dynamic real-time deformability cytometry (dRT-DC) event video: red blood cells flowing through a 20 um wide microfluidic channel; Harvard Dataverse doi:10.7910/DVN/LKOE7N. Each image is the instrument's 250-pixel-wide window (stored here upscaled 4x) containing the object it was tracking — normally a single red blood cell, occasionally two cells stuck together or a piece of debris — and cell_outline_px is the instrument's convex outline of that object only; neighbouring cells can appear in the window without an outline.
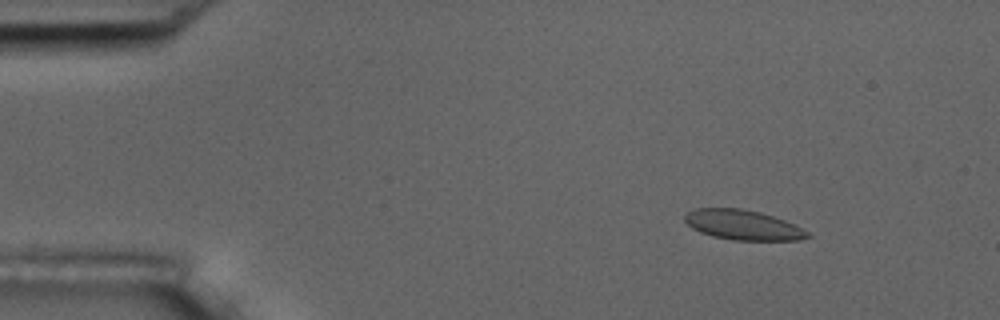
{"species": "common noctule bat (a hibernating species)", "species_latin": "Nyctalus noctula", "temperature_condition": "room temperature", "stored_images_in_passage": 8, "camera_frame_rate_fps": 3000, "um_per_image_px": 0.085, "animal": {"sex": "male", "body_mass_g": 17.5, "forearm_length_mm": 52.3}, "frame": {"image": 1, "passage_image": 1, "time_ms": 0.0, "image_size_px": [1000, 320], "cell_outline_px": [[812, 236], [800, 240], [732, 240], [712, 236], [700, 232], [692, 228], [684, 220], [684, 212], [696, 208], [740, 208], [760, 212], [796, 224], [808, 232]], "centroid_in_image_um": [63.13, 19.12], "position_along_channel_um": 21.9, "area_um2": 21.56}}
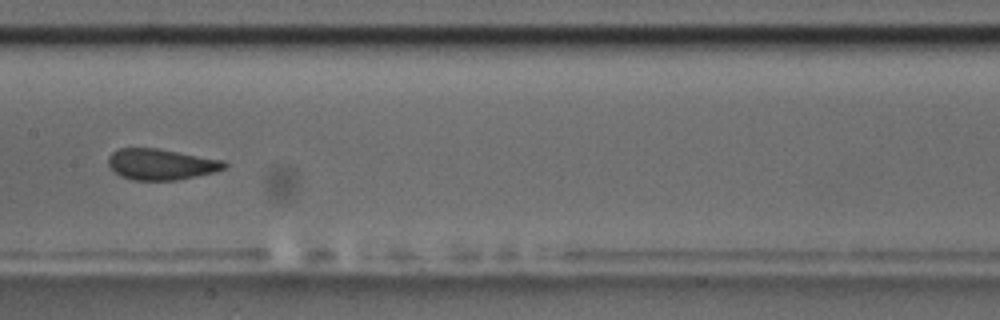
{"frame": {"image": 2, "passage_image": 7, "time_ms": 7.0, "image_size_px": [1000, 320], "cell_outline_px": [[228, 168], [216, 172], [176, 180], [132, 180], [120, 176], [108, 164], [108, 156], [112, 152], [120, 148], [156, 148], [224, 160], [228, 164]], "centroid_in_image_um": [13.73, 13.97], "position_along_channel_um": 193.7, "area_um2": 21.04}}
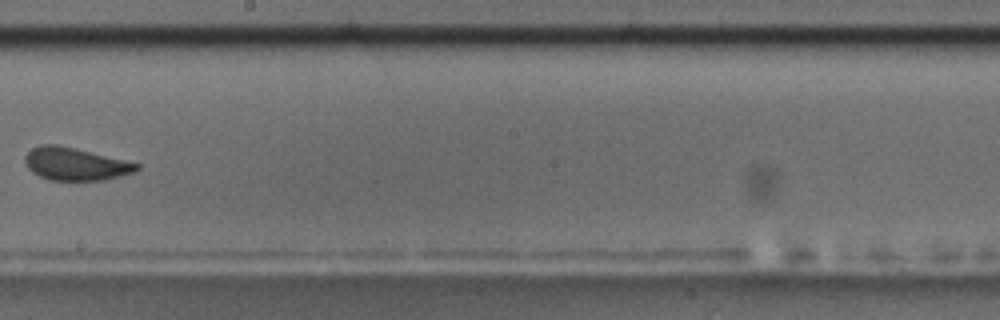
{"frame": {"image": 3, "passage_image": 8, "time_ms": 8.333, "image_size_px": [1000, 320], "cell_outline_px": [[140, 168], [136, 172], [104, 180], [48, 180], [32, 172], [28, 168], [24, 160], [24, 156], [32, 148], [40, 144], [56, 144], [140, 164]], "centroid_in_image_um": [6.38, 13.95], "position_along_channel_um": 241.8, "area_um2": 21.1}}